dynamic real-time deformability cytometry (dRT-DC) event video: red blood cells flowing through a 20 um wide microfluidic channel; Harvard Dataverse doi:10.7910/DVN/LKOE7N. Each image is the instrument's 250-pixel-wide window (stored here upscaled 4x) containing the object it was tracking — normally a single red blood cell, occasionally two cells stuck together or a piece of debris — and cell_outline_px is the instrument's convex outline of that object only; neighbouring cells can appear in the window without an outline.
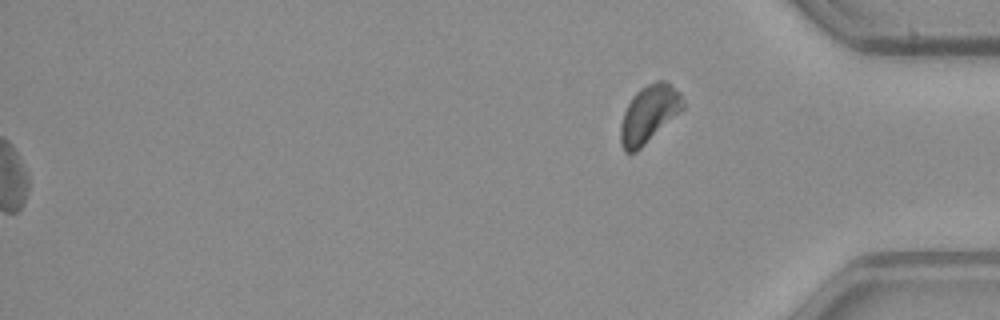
{"species": "common noctule bat (a hibernating species)", "species_latin": "Nyctalus noctula", "temperature_condition": "warm", "stored_images_in_passage": 49, "segment_of_instrument_passage": [2, 2], "camera_frame_rate_fps": 3000, "um_per_image_px": 0.085, "animal": {"sex": "male", "body_mass_g": 23.1, "forearm_length_mm": 52.7}, "frame": {"image": 1, "passage_image": 49, "time_ms": 16.0, "image_size_px": [1000, 320], "cell_outline_px": [[684, 108], [636, 152], [624, 152], [620, 140], [620, 124], [624, 112], [632, 96], [640, 88], [656, 80], [664, 80], [680, 92], [684, 104]], "centroid_in_image_um": [55.15, 9.67], "position_along_channel_um": 380.1, "area_um2": 20.63}}